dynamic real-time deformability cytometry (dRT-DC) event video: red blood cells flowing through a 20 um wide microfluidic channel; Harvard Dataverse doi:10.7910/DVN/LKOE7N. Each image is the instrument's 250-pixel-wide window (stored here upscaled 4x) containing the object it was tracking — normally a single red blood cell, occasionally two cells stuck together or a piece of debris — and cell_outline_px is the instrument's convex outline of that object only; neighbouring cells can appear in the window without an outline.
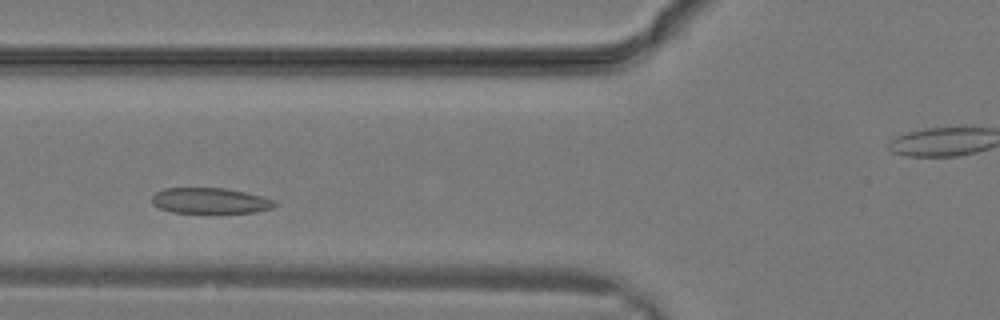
{"species": "common noctule bat (a hibernating species)", "species_latin": "Nyctalus noctula", "temperature_condition": "warm", "stored_images_in_passage": 29, "camera_frame_rate_fps": 3000, "um_per_image_px": 0.085, "animal": {"sex": "male", "body_mass_g": 19.2, "forearm_length_mm": 51.8}, "frame": {"image": 1, "passage_image": 9, "time_ms": 2.667, "image_size_px": [1000, 320], "cell_outline_px": [[276, 204], [272, 208], [256, 212], [172, 212], [160, 208], [152, 204], [152, 196], [156, 192], [164, 188], [224, 188], [264, 196], [276, 200]], "centroid_in_image_um": [17.87, 17.05], "position_along_channel_um": 107.9, "area_um2": 18.26}}
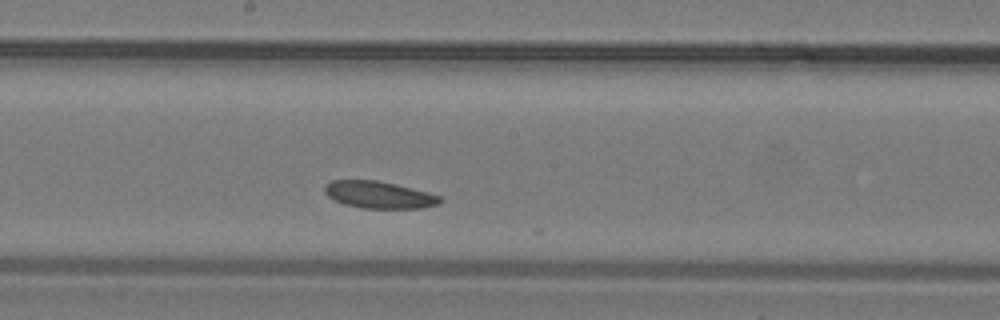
{"frame": {"image": 2, "passage_image": 14, "time_ms": 4.333, "image_size_px": [1000, 320], "cell_outline_px": [[444, 200], [440, 204], [420, 208], [360, 208], [344, 204], [328, 196], [324, 192], [324, 184], [332, 180], [376, 180], [396, 184], [428, 192], [440, 196]], "centroid_in_image_um": [32.22, 16.55], "position_along_channel_um": 216.0, "area_um2": 18.26}}
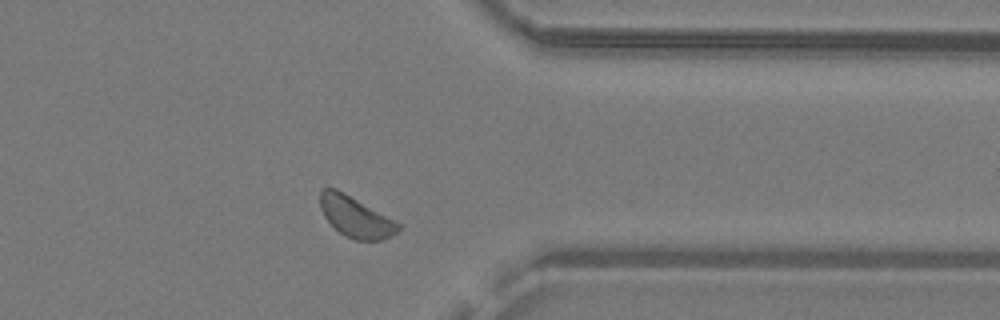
{"frame": {"image": 3, "passage_image": 22, "time_ms": 7.0, "image_size_px": [1000, 320], "cell_outline_px": [[400, 228], [396, 232], [380, 240], [356, 240], [344, 236], [324, 216], [320, 208], [320, 188], [336, 188], [400, 224]], "centroid_in_image_um": [30.17, 18.43], "position_along_channel_um": 381.2, "area_um2": 17.98}}